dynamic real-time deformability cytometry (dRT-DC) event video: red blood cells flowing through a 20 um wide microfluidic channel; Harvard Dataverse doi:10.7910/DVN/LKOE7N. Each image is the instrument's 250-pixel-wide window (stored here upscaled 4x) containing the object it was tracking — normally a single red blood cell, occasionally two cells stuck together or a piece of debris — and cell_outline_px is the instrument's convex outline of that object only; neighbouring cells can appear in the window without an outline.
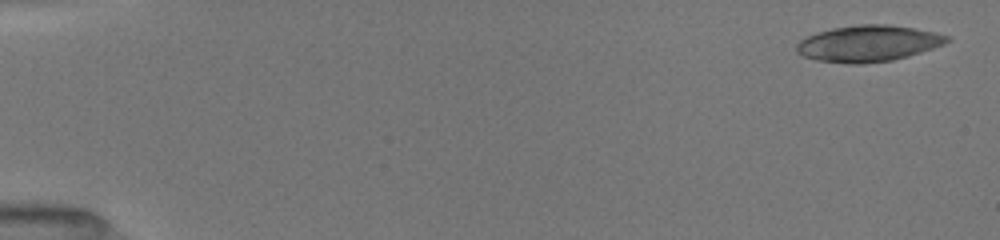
{"species": "common noctule bat (a hibernating species)", "species_latin": "Nyctalus noctula", "temperature_condition": "room temperature", "stored_images_in_passage": 78, "camera_frame_rate_fps": 3000, "um_per_image_px": 0.085, "animal": {"sex": "female", "body_mass_g": 19.5, "forearm_length_mm": 54.1}, "frame": {"image": 1, "passage_image": 1, "time_ms": 0.0, "image_size_px": [1000, 240], "cell_outline_px": [[952, 40], [944, 44], [908, 56], [892, 60], [860, 64], [848, 64], [816, 60], [804, 56], [796, 52], [796, 44], [800, 40], [816, 32], [832, 28], [860, 24], [888, 24], [912, 28], [932, 32], [948, 36]], "centroid_in_image_um": [73.76, 3.7], "position_along_channel_um": 11.2, "area_um2": 31.67}}
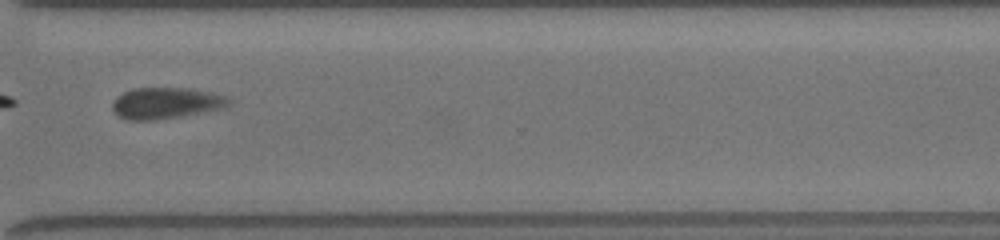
{"frame": {"image": 2, "passage_image": 77, "time_ms": 12.667, "image_size_px": [1000, 240], "cell_outline_px": [[232, 104], [228, 108], [156, 120], [128, 120], [116, 116], [112, 108], [112, 104], [116, 96], [132, 88], [188, 88], [208, 92], [224, 96], [232, 100]], "centroid_in_image_um": [14.11, 8.77], "position_along_channel_um": 356.5, "area_um2": 21.44}}